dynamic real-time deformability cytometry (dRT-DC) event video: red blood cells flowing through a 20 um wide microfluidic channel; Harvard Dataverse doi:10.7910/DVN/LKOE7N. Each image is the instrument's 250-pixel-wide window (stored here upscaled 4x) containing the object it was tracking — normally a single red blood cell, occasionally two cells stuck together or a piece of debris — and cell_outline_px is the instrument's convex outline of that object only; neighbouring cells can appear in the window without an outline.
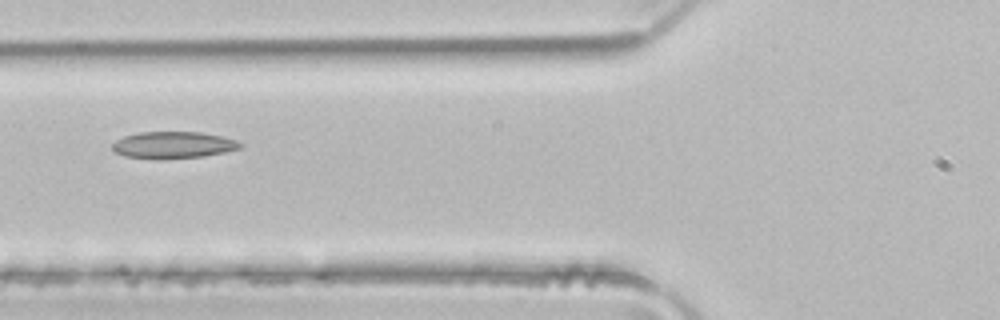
{"species": "common noctule bat (a hibernating species)", "species_latin": "Nyctalus noctula", "temperature_condition": "room temperature", "stored_images_in_passage": 6, "camera_frame_rate_fps": 3000, "um_per_image_px": 0.085, "animal": {"sex": "male", "body_mass_g": 21.5, "forearm_length_mm": 52.0}, "frame": {"image": 1, "passage_image": 4, "time_ms": 1.0, "image_size_px": [1000, 320], "cell_outline_px": [[244, 148], [204, 156], [160, 160], [124, 156], [116, 152], [112, 148], [112, 144], [116, 140], [124, 136], [140, 132], [200, 132], [220, 136], [236, 140], [244, 144]], "centroid_in_image_um": [14.74, 12.34], "position_along_channel_um": 111.1, "area_um2": 20.17}}
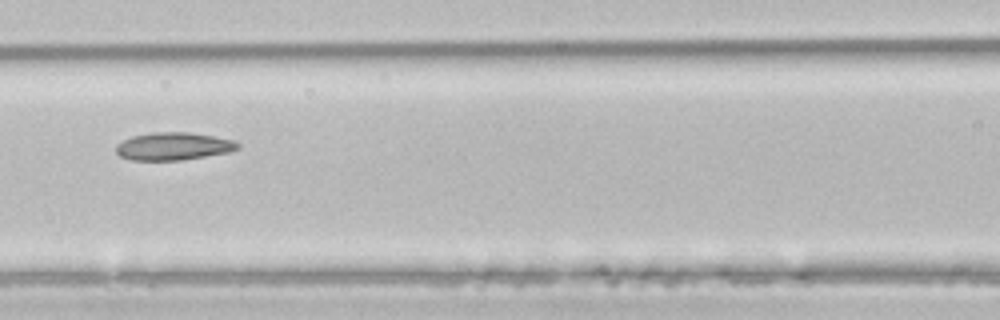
{"frame": {"image": 2, "passage_image": 5, "time_ms": 1.333, "image_size_px": [1000, 320], "cell_outline_px": [[240, 148], [228, 152], [180, 160], [128, 160], [120, 156], [116, 152], [116, 144], [132, 136], [156, 132], [188, 132], [212, 136], [232, 140], [240, 144]], "centroid_in_image_um": [14.71, 12.43], "position_along_channel_um": 151.9, "area_um2": 19.48}}
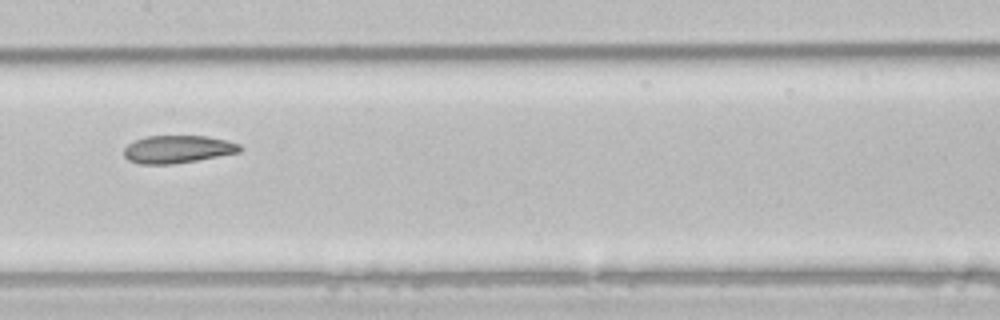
{"frame": {"image": 3, "passage_image": 6, "time_ms": 1.667, "image_size_px": [1000, 320], "cell_outline_px": [[244, 148], [240, 152], [196, 160], [172, 164], [140, 164], [128, 160], [124, 156], [124, 148], [128, 144], [136, 140], [148, 136], [204, 136], [224, 140], [240, 144]], "centroid_in_image_um": [15.09, 12.69], "position_along_channel_um": 192.3, "area_um2": 18.55}}